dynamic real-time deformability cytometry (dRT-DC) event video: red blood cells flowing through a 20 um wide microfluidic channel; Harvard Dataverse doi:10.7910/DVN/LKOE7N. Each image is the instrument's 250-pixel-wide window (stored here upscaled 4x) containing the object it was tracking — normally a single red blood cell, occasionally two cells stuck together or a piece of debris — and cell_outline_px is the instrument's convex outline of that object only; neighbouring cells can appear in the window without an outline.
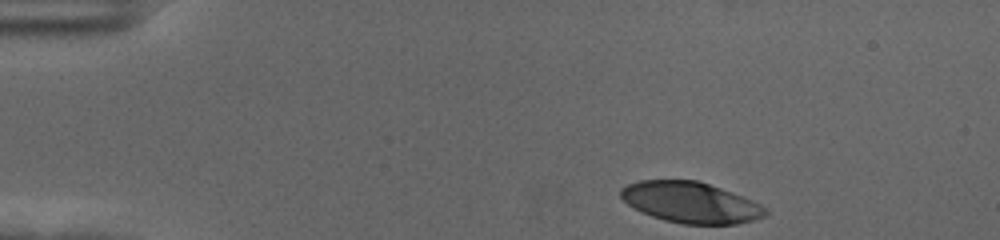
{"species": "human", "species_latin": "Homo sapiens", "temperature_condition": "cold", "stored_images_in_passage": 39, "camera_frame_rate_fps": 3000, "um_per_image_px": 0.085, "donor": {"sex": "female"}, "frame": {"image": 1, "passage_image": 1, "time_ms": 0.0, "image_size_px": [1000, 240], "cell_outline_px": [[768, 212], [764, 216], [756, 220], [736, 224], [684, 224], [664, 220], [640, 212], [628, 204], [620, 196], [620, 188], [628, 184], [640, 180], [696, 180], [732, 192], [752, 200], [768, 208]], "centroid_in_image_um": [58.71, 17.21], "position_along_channel_um": 26.3, "area_um2": 34.51}}
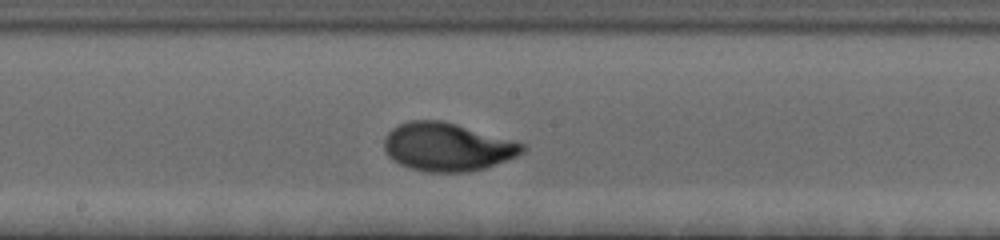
{"frame": {"image": 2, "passage_image": 23, "time_ms": 7.333, "image_size_px": [1000, 240], "cell_outline_px": [[528, 148], [524, 152], [516, 156], [484, 168], [468, 172], [428, 172], [408, 168], [392, 160], [388, 156], [384, 148], [384, 140], [388, 132], [396, 124], [408, 120], [440, 120], [456, 124], [528, 144]], "centroid_in_image_um": [38.01, 12.48], "position_along_channel_um": 210.2, "area_um2": 39.07}}
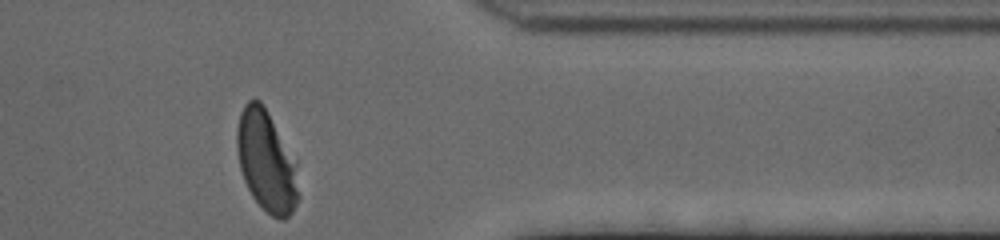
{"frame": {"image": 3, "passage_image": 39, "time_ms": 12.667, "image_size_px": [1000, 240], "cell_outline_px": [[300, 196], [292, 212], [284, 220], [280, 220], [272, 216], [252, 196], [244, 180], [240, 168], [236, 148], [236, 128], [240, 112], [244, 104], [248, 100], [260, 100], [296, 160]], "centroid_in_image_um": [22.65, 13.72], "position_along_channel_um": 388.8, "area_um2": 36.3}, "authors_computed_cell_mechanics": {"area_um2": 36.992, "velocity_mm_per_s": 3.5973, "shape_relaxation_time_tau1_ms": 3.3288, "shape_relaxation_time_tau2_ms": null, "deformation_change_tau1": 0.2087, "deformation_change_tau2": null}}